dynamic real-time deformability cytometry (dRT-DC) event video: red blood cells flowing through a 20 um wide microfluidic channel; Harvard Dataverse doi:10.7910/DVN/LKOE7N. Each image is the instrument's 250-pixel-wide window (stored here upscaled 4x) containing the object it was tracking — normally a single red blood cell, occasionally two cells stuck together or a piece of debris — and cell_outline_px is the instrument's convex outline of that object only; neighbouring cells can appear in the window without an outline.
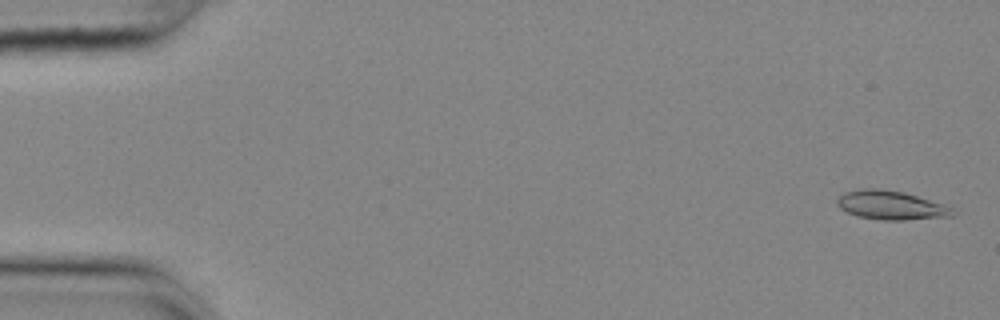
{"species": "common noctule bat (a hibernating species)", "species_latin": "Nyctalus noctula", "temperature_condition": "cold", "stored_images_in_passage": 56, "camera_frame_rate_fps": 3000, "um_per_image_px": 0.085, "animal": {"sex": "female", "body_mass_g": 25.1}, "frame": {"image": 1, "passage_image": 2, "time_ms": 0.333, "image_size_px": [1000, 320], "cell_outline_px": [[956, 216], [904, 220], [884, 220], [856, 216], [840, 208], [836, 204], [836, 200], [844, 192], [860, 188], [880, 188], [904, 192], [940, 204], [956, 212]], "centroid_in_image_um": [75.67, 17.44], "position_along_channel_um": 9.3, "area_um2": 19.31}}
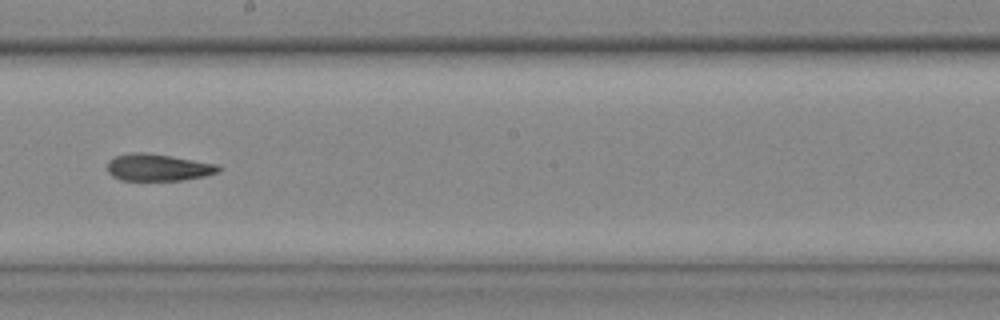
{"frame": {"image": 2, "passage_image": 32, "time_ms": 10.333, "image_size_px": [1000, 320], "cell_outline_px": [[224, 168], [216, 172], [204, 176], [184, 180], [120, 180], [112, 176], [108, 172], [108, 160], [116, 156], [132, 152], [148, 152], [220, 164]], "centroid_in_image_um": [13.46, 14.22], "position_along_channel_um": 234.7, "area_um2": 17.69}}
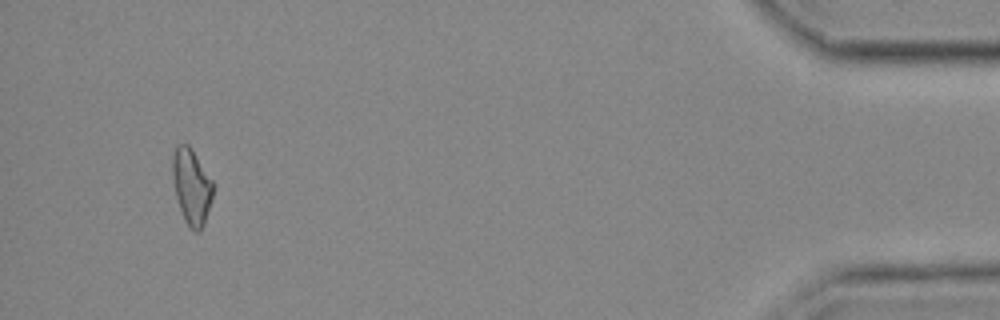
{"frame": {"image": 3, "passage_image": 53, "time_ms": 17.333, "image_size_px": [1000, 320], "cell_outline_px": [[212, 200], [204, 224], [200, 232], [196, 232], [188, 228], [184, 220], [176, 196], [172, 176], [172, 156], [176, 144], [188, 144], [212, 180]], "centroid_in_image_um": [16.26, 15.88], "position_along_channel_um": 418.9, "area_um2": 17.8}, "authors_computed_cell_mechanics": {"area_um2": 18.2359, "velocity_mm_per_s": 3.6486, "shape_relaxation_time_tau1_ms": 5.31, "shape_relaxation_time_tau2_ms": 4.5825, "deformation_change_tau1": 0.13, "deformation_change_tau2": 0.1283}}